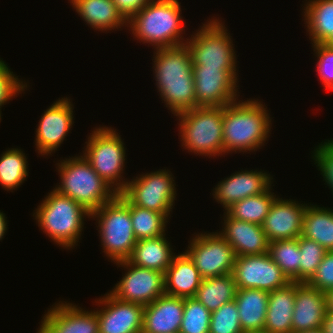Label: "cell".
<instances>
[{
  "label": "cell",
  "mask_w": 333,
  "mask_h": 333,
  "mask_svg": "<svg viewBox=\"0 0 333 333\" xmlns=\"http://www.w3.org/2000/svg\"><path fill=\"white\" fill-rule=\"evenodd\" d=\"M179 0H151L127 21L131 35L154 49L180 46L184 39L185 24Z\"/></svg>",
  "instance_id": "obj_3"
},
{
  "label": "cell",
  "mask_w": 333,
  "mask_h": 333,
  "mask_svg": "<svg viewBox=\"0 0 333 333\" xmlns=\"http://www.w3.org/2000/svg\"><path fill=\"white\" fill-rule=\"evenodd\" d=\"M165 236L166 233L156 238L137 240L127 261L132 265L165 273L176 256L171 242Z\"/></svg>",
  "instance_id": "obj_26"
},
{
  "label": "cell",
  "mask_w": 333,
  "mask_h": 333,
  "mask_svg": "<svg viewBox=\"0 0 333 333\" xmlns=\"http://www.w3.org/2000/svg\"><path fill=\"white\" fill-rule=\"evenodd\" d=\"M222 230L218 233L233 247L236 256L266 254L269 241L262 226L223 214Z\"/></svg>",
  "instance_id": "obj_21"
},
{
  "label": "cell",
  "mask_w": 333,
  "mask_h": 333,
  "mask_svg": "<svg viewBox=\"0 0 333 333\" xmlns=\"http://www.w3.org/2000/svg\"><path fill=\"white\" fill-rule=\"evenodd\" d=\"M269 292L259 289H238L237 304L240 325L243 332L264 330Z\"/></svg>",
  "instance_id": "obj_27"
},
{
  "label": "cell",
  "mask_w": 333,
  "mask_h": 333,
  "mask_svg": "<svg viewBox=\"0 0 333 333\" xmlns=\"http://www.w3.org/2000/svg\"><path fill=\"white\" fill-rule=\"evenodd\" d=\"M174 179L166 168L137 174L131 181L128 179L121 194L132 205L162 213L169 220L177 196Z\"/></svg>",
  "instance_id": "obj_10"
},
{
  "label": "cell",
  "mask_w": 333,
  "mask_h": 333,
  "mask_svg": "<svg viewBox=\"0 0 333 333\" xmlns=\"http://www.w3.org/2000/svg\"><path fill=\"white\" fill-rule=\"evenodd\" d=\"M326 303H327V312H333V290L327 291L325 293Z\"/></svg>",
  "instance_id": "obj_45"
},
{
  "label": "cell",
  "mask_w": 333,
  "mask_h": 333,
  "mask_svg": "<svg viewBox=\"0 0 333 333\" xmlns=\"http://www.w3.org/2000/svg\"><path fill=\"white\" fill-rule=\"evenodd\" d=\"M301 236L317 242L327 251H333V209L308 203Z\"/></svg>",
  "instance_id": "obj_29"
},
{
  "label": "cell",
  "mask_w": 333,
  "mask_h": 333,
  "mask_svg": "<svg viewBox=\"0 0 333 333\" xmlns=\"http://www.w3.org/2000/svg\"><path fill=\"white\" fill-rule=\"evenodd\" d=\"M91 218L96 219L98 224L102 252L107 259L113 263L127 260L137 242L131 222L130 202L119 193L92 212Z\"/></svg>",
  "instance_id": "obj_7"
},
{
  "label": "cell",
  "mask_w": 333,
  "mask_h": 333,
  "mask_svg": "<svg viewBox=\"0 0 333 333\" xmlns=\"http://www.w3.org/2000/svg\"><path fill=\"white\" fill-rule=\"evenodd\" d=\"M326 43L333 47V36Z\"/></svg>",
  "instance_id": "obj_47"
},
{
  "label": "cell",
  "mask_w": 333,
  "mask_h": 333,
  "mask_svg": "<svg viewBox=\"0 0 333 333\" xmlns=\"http://www.w3.org/2000/svg\"><path fill=\"white\" fill-rule=\"evenodd\" d=\"M295 281L269 292L264 332L292 333Z\"/></svg>",
  "instance_id": "obj_25"
},
{
  "label": "cell",
  "mask_w": 333,
  "mask_h": 333,
  "mask_svg": "<svg viewBox=\"0 0 333 333\" xmlns=\"http://www.w3.org/2000/svg\"><path fill=\"white\" fill-rule=\"evenodd\" d=\"M85 144L82 155L108 185L121 193L128 180L123 176L127 156L120 133L112 127L97 126L88 135Z\"/></svg>",
  "instance_id": "obj_8"
},
{
  "label": "cell",
  "mask_w": 333,
  "mask_h": 333,
  "mask_svg": "<svg viewBox=\"0 0 333 333\" xmlns=\"http://www.w3.org/2000/svg\"><path fill=\"white\" fill-rule=\"evenodd\" d=\"M202 280L190 257L185 252H178L164 273L165 294L182 298L194 297Z\"/></svg>",
  "instance_id": "obj_23"
},
{
  "label": "cell",
  "mask_w": 333,
  "mask_h": 333,
  "mask_svg": "<svg viewBox=\"0 0 333 333\" xmlns=\"http://www.w3.org/2000/svg\"><path fill=\"white\" fill-rule=\"evenodd\" d=\"M209 333H243L235 300L211 312Z\"/></svg>",
  "instance_id": "obj_37"
},
{
  "label": "cell",
  "mask_w": 333,
  "mask_h": 333,
  "mask_svg": "<svg viewBox=\"0 0 333 333\" xmlns=\"http://www.w3.org/2000/svg\"><path fill=\"white\" fill-rule=\"evenodd\" d=\"M313 148L315 149L311 151L313 154L311 156L314 164H317V170L320 171L324 184L329 187L333 195V144L329 139H325Z\"/></svg>",
  "instance_id": "obj_40"
},
{
  "label": "cell",
  "mask_w": 333,
  "mask_h": 333,
  "mask_svg": "<svg viewBox=\"0 0 333 333\" xmlns=\"http://www.w3.org/2000/svg\"><path fill=\"white\" fill-rule=\"evenodd\" d=\"M243 333H266V332L260 331V332H243Z\"/></svg>",
  "instance_id": "obj_48"
},
{
  "label": "cell",
  "mask_w": 333,
  "mask_h": 333,
  "mask_svg": "<svg viewBox=\"0 0 333 333\" xmlns=\"http://www.w3.org/2000/svg\"><path fill=\"white\" fill-rule=\"evenodd\" d=\"M6 214L1 212L0 210V241L4 239L5 233H7L8 229V220H6Z\"/></svg>",
  "instance_id": "obj_44"
},
{
  "label": "cell",
  "mask_w": 333,
  "mask_h": 333,
  "mask_svg": "<svg viewBox=\"0 0 333 333\" xmlns=\"http://www.w3.org/2000/svg\"><path fill=\"white\" fill-rule=\"evenodd\" d=\"M80 18L90 28L106 32L127 27V20L112 0H68Z\"/></svg>",
  "instance_id": "obj_24"
},
{
  "label": "cell",
  "mask_w": 333,
  "mask_h": 333,
  "mask_svg": "<svg viewBox=\"0 0 333 333\" xmlns=\"http://www.w3.org/2000/svg\"><path fill=\"white\" fill-rule=\"evenodd\" d=\"M133 232L137 240L156 238L167 231L168 219L159 212L141 208L130 203Z\"/></svg>",
  "instance_id": "obj_33"
},
{
  "label": "cell",
  "mask_w": 333,
  "mask_h": 333,
  "mask_svg": "<svg viewBox=\"0 0 333 333\" xmlns=\"http://www.w3.org/2000/svg\"><path fill=\"white\" fill-rule=\"evenodd\" d=\"M326 313L325 293L309 286L306 282H295L292 333L321 328Z\"/></svg>",
  "instance_id": "obj_20"
},
{
  "label": "cell",
  "mask_w": 333,
  "mask_h": 333,
  "mask_svg": "<svg viewBox=\"0 0 333 333\" xmlns=\"http://www.w3.org/2000/svg\"><path fill=\"white\" fill-rule=\"evenodd\" d=\"M95 308L99 321V333H141L145 306L125 302L110 292L95 300Z\"/></svg>",
  "instance_id": "obj_16"
},
{
  "label": "cell",
  "mask_w": 333,
  "mask_h": 333,
  "mask_svg": "<svg viewBox=\"0 0 333 333\" xmlns=\"http://www.w3.org/2000/svg\"><path fill=\"white\" fill-rule=\"evenodd\" d=\"M324 333H333V312H327L323 323Z\"/></svg>",
  "instance_id": "obj_43"
},
{
  "label": "cell",
  "mask_w": 333,
  "mask_h": 333,
  "mask_svg": "<svg viewBox=\"0 0 333 333\" xmlns=\"http://www.w3.org/2000/svg\"><path fill=\"white\" fill-rule=\"evenodd\" d=\"M44 198L32 214L39 229L56 245L72 250L78 245L81 232L86 228L84 221L91 219V213L54 189Z\"/></svg>",
  "instance_id": "obj_4"
},
{
  "label": "cell",
  "mask_w": 333,
  "mask_h": 333,
  "mask_svg": "<svg viewBox=\"0 0 333 333\" xmlns=\"http://www.w3.org/2000/svg\"><path fill=\"white\" fill-rule=\"evenodd\" d=\"M184 251L193 261L201 277H219L233 272L236 253L218 233H194Z\"/></svg>",
  "instance_id": "obj_11"
},
{
  "label": "cell",
  "mask_w": 333,
  "mask_h": 333,
  "mask_svg": "<svg viewBox=\"0 0 333 333\" xmlns=\"http://www.w3.org/2000/svg\"><path fill=\"white\" fill-rule=\"evenodd\" d=\"M302 8L310 44L326 43L333 36V0H305Z\"/></svg>",
  "instance_id": "obj_28"
},
{
  "label": "cell",
  "mask_w": 333,
  "mask_h": 333,
  "mask_svg": "<svg viewBox=\"0 0 333 333\" xmlns=\"http://www.w3.org/2000/svg\"><path fill=\"white\" fill-rule=\"evenodd\" d=\"M222 18L211 17L202 23L186 45L190 50L193 65L212 68H236L237 55L233 38L222 22ZM226 26V27H225Z\"/></svg>",
  "instance_id": "obj_9"
},
{
  "label": "cell",
  "mask_w": 333,
  "mask_h": 333,
  "mask_svg": "<svg viewBox=\"0 0 333 333\" xmlns=\"http://www.w3.org/2000/svg\"><path fill=\"white\" fill-rule=\"evenodd\" d=\"M300 250L299 282H307L315 273L327 250L304 236L298 237Z\"/></svg>",
  "instance_id": "obj_36"
},
{
  "label": "cell",
  "mask_w": 333,
  "mask_h": 333,
  "mask_svg": "<svg viewBox=\"0 0 333 333\" xmlns=\"http://www.w3.org/2000/svg\"><path fill=\"white\" fill-rule=\"evenodd\" d=\"M272 123L267 106L258 98H238L224 106L223 155L258 151L267 144Z\"/></svg>",
  "instance_id": "obj_2"
},
{
  "label": "cell",
  "mask_w": 333,
  "mask_h": 333,
  "mask_svg": "<svg viewBox=\"0 0 333 333\" xmlns=\"http://www.w3.org/2000/svg\"><path fill=\"white\" fill-rule=\"evenodd\" d=\"M154 50L152 68L162 103L173 115L195 108L193 63L188 46Z\"/></svg>",
  "instance_id": "obj_1"
},
{
  "label": "cell",
  "mask_w": 333,
  "mask_h": 333,
  "mask_svg": "<svg viewBox=\"0 0 333 333\" xmlns=\"http://www.w3.org/2000/svg\"><path fill=\"white\" fill-rule=\"evenodd\" d=\"M211 312L194 297L184 298L179 333H209Z\"/></svg>",
  "instance_id": "obj_35"
},
{
  "label": "cell",
  "mask_w": 333,
  "mask_h": 333,
  "mask_svg": "<svg viewBox=\"0 0 333 333\" xmlns=\"http://www.w3.org/2000/svg\"><path fill=\"white\" fill-rule=\"evenodd\" d=\"M53 305L42 316L37 333H99L95 310L86 311L68 301Z\"/></svg>",
  "instance_id": "obj_17"
},
{
  "label": "cell",
  "mask_w": 333,
  "mask_h": 333,
  "mask_svg": "<svg viewBox=\"0 0 333 333\" xmlns=\"http://www.w3.org/2000/svg\"><path fill=\"white\" fill-rule=\"evenodd\" d=\"M314 56L317 57L316 71L323 87L333 91V47L327 43L312 44Z\"/></svg>",
  "instance_id": "obj_39"
},
{
  "label": "cell",
  "mask_w": 333,
  "mask_h": 333,
  "mask_svg": "<svg viewBox=\"0 0 333 333\" xmlns=\"http://www.w3.org/2000/svg\"><path fill=\"white\" fill-rule=\"evenodd\" d=\"M223 107H195L174 116L178 121L181 146L194 155H223Z\"/></svg>",
  "instance_id": "obj_6"
},
{
  "label": "cell",
  "mask_w": 333,
  "mask_h": 333,
  "mask_svg": "<svg viewBox=\"0 0 333 333\" xmlns=\"http://www.w3.org/2000/svg\"><path fill=\"white\" fill-rule=\"evenodd\" d=\"M232 275L238 289L271 292L291 282L269 253L237 256Z\"/></svg>",
  "instance_id": "obj_14"
},
{
  "label": "cell",
  "mask_w": 333,
  "mask_h": 333,
  "mask_svg": "<svg viewBox=\"0 0 333 333\" xmlns=\"http://www.w3.org/2000/svg\"><path fill=\"white\" fill-rule=\"evenodd\" d=\"M126 272L109 292L125 302L146 306L165 293L164 273L137 265L127 260L114 263Z\"/></svg>",
  "instance_id": "obj_13"
},
{
  "label": "cell",
  "mask_w": 333,
  "mask_h": 333,
  "mask_svg": "<svg viewBox=\"0 0 333 333\" xmlns=\"http://www.w3.org/2000/svg\"><path fill=\"white\" fill-rule=\"evenodd\" d=\"M272 188L271 186L263 193L237 201L226 212L232 218L262 226L272 203L278 197L272 192Z\"/></svg>",
  "instance_id": "obj_31"
},
{
  "label": "cell",
  "mask_w": 333,
  "mask_h": 333,
  "mask_svg": "<svg viewBox=\"0 0 333 333\" xmlns=\"http://www.w3.org/2000/svg\"><path fill=\"white\" fill-rule=\"evenodd\" d=\"M246 169L237 171L222 179L213 188L212 196L222 205L225 212L237 201L267 191L273 183V176L264 170Z\"/></svg>",
  "instance_id": "obj_18"
},
{
  "label": "cell",
  "mask_w": 333,
  "mask_h": 333,
  "mask_svg": "<svg viewBox=\"0 0 333 333\" xmlns=\"http://www.w3.org/2000/svg\"><path fill=\"white\" fill-rule=\"evenodd\" d=\"M237 286L234 277L227 274L219 277L204 278L194 298L210 312L235 299Z\"/></svg>",
  "instance_id": "obj_30"
},
{
  "label": "cell",
  "mask_w": 333,
  "mask_h": 333,
  "mask_svg": "<svg viewBox=\"0 0 333 333\" xmlns=\"http://www.w3.org/2000/svg\"><path fill=\"white\" fill-rule=\"evenodd\" d=\"M184 298L163 294L144 308L141 333L179 332Z\"/></svg>",
  "instance_id": "obj_22"
},
{
  "label": "cell",
  "mask_w": 333,
  "mask_h": 333,
  "mask_svg": "<svg viewBox=\"0 0 333 333\" xmlns=\"http://www.w3.org/2000/svg\"><path fill=\"white\" fill-rule=\"evenodd\" d=\"M297 333H324L323 328H318V329H314V330H307V331H300Z\"/></svg>",
  "instance_id": "obj_46"
},
{
  "label": "cell",
  "mask_w": 333,
  "mask_h": 333,
  "mask_svg": "<svg viewBox=\"0 0 333 333\" xmlns=\"http://www.w3.org/2000/svg\"><path fill=\"white\" fill-rule=\"evenodd\" d=\"M195 107H223L240 96L237 68L193 65Z\"/></svg>",
  "instance_id": "obj_12"
},
{
  "label": "cell",
  "mask_w": 333,
  "mask_h": 333,
  "mask_svg": "<svg viewBox=\"0 0 333 333\" xmlns=\"http://www.w3.org/2000/svg\"><path fill=\"white\" fill-rule=\"evenodd\" d=\"M268 253L290 281L299 282L298 238L272 241Z\"/></svg>",
  "instance_id": "obj_34"
},
{
  "label": "cell",
  "mask_w": 333,
  "mask_h": 333,
  "mask_svg": "<svg viewBox=\"0 0 333 333\" xmlns=\"http://www.w3.org/2000/svg\"><path fill=\"white\" fill-rule=\"evenodd\" d=\"M27 156L22 149L9 148L0 155V185L7 192H13L28 177Z\"/></svg>",
  "instance_id": "obj_32"
},
{
  "label": "cell",
  "mask_w": 333,
  "mask_h": 333,
  "mask_svg": "<svg viewBox=\"0 0 333 333\" xmlns=\"http://www.w3.org/2000/svg\"><path fill=\"white\" fill-rule=\"evenodd\" d=\"M306 283L324 293L333 290V251L326 252L315 273Z\"/></svg>",
  "instance_id": "obj_41"
},
{
  "label": "cell",
  "mask_w": 333,
  "mask_h": 333,
  "mask_svg": "<svg viewBox=\"0 0 333 333\" xmlns=\"http://www.w3.org/2000/svg\"><path fill=\"white\" fill-rule=\"evenodd\" d=\"M307 205L305 202L303 204L295 199H283L278 196L262 224L268 241L300 237Z\"/></svg>",
  "instance_id": "obj_19"
},
{
  "label": "cell",
  "mask_w": 333,
  "mask_h": 333,
  "mask_svg": "<svg viewBox=\"0 0 333 333\" xmlns=\"http://www.w3.org/2000/svg\"><path fill=\"white\" fill-rule=\"evenodd\" d=\"M56 165L60 182L53 187L54 190L75 200L90 213L118 194L95 172L82 154L60 159Z\"/></svg>",
  "instance_id": "obj_5"
},
{
  "label": "cell",
  "mask_w": 333,
  "mask_h": 333,
  "mask_svg": "<svg viewBox=\"0 0 333 333\" xmlns=\"http://www.w3.org/2000/svg\"><path fill=\"white\" fill-rule=\"evenodd\" d=\"M25 80L18 78L3 59L0 58V116L2 107L29 88ZM26 89V90H25Z\"/></svg>",
  "instance_id": "obj_38"
},
{
  "label": "cell",
  "mask_w": 333,
  "mask_h": 333,
  "mask_svg": "<svg viewBox=\"0 0 333 333\" xmlns=\"http://www.w3.org/2000/svg\"><path fill=\"white\" fill-rule=\"evenodd\" d=\"M151 0H112L118 11L128 21L142 10Z\"/></svg>",
  "instance_id": "obj_42"
},
{
  "label": "cell",
  "mask_w": 333,
  "mask_h": 333,
  "mask_svg": "<svg viewBox=\"0 0 333 333\" xmlns=\"http://www.w3.org/2000/svg\"><path fill=\"white\" fill-rule=\"evenodd\" d=\"M73 110L70 97L58 98L44 110L35 130L34 144L39 155L50 156L63 144L74 124Z\"/></svg>",
  "instance_id": "obj_15"
}]
</instances>
